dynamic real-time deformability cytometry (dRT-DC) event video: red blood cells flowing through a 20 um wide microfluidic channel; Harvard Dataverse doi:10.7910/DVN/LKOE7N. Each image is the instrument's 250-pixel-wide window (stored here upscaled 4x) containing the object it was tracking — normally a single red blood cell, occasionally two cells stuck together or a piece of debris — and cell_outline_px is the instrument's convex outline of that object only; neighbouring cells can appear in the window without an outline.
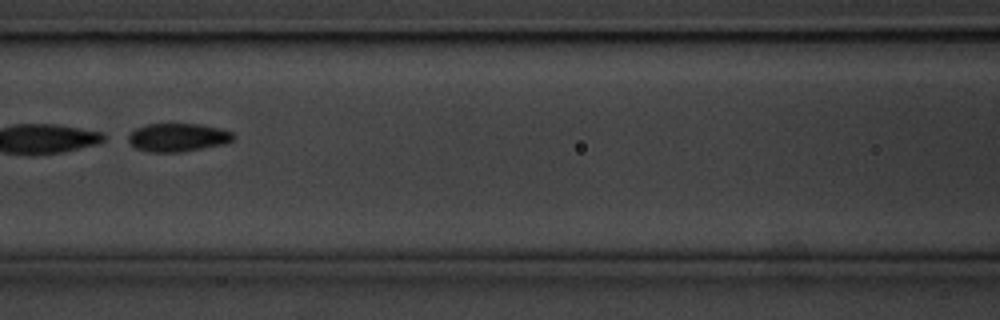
{"species": "common noctule bat (a hibernating species)", "species_latin": "Nyctalus noctula", "temperature_condition": "cold", "stored_images_in_passage": 15, "camera_frame_rate_fps": 3000, "um_per_image_px": 0.085, "animal": {"sex": "male", "body_mass_g": 20.1, "forearm_length_mm": 53.5}, "frame": {"image": 1, "passage_image": 7, "time_ms": 2.0, "image_size_px": [1000, 320], "cell_outline_px": [[236, 136], [228, 144], [180, 152], [148, 152], [136, 148], [128, 140], [128, 136], [136, 128], [148, 124], [200, 124], [220, 128], [232, 132]], "centroid_in_image_um": [15.16, 11.69], "position_along_channel_um": 151.4, "area_um2": 17.4}}
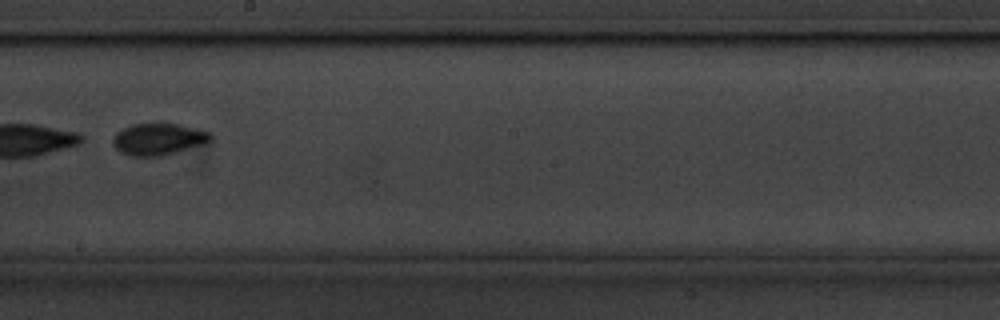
{"frame": {"image": 2, "passage_image": 9, "time_ms": 2.667, "image_size_px": [1000, 320], "cell_outline_px": [[212, 140], [208, 144], [164, 156], [128, 156], [120, 152], [112, 144], [112, 140], [116, 132], [132, 124], [176, 124], [208, 132], [212, 136]], "centroid_in_image_um": [13.47, 11.86], "position_along_channel_um": 234.7, "area_um2": 18.21}}